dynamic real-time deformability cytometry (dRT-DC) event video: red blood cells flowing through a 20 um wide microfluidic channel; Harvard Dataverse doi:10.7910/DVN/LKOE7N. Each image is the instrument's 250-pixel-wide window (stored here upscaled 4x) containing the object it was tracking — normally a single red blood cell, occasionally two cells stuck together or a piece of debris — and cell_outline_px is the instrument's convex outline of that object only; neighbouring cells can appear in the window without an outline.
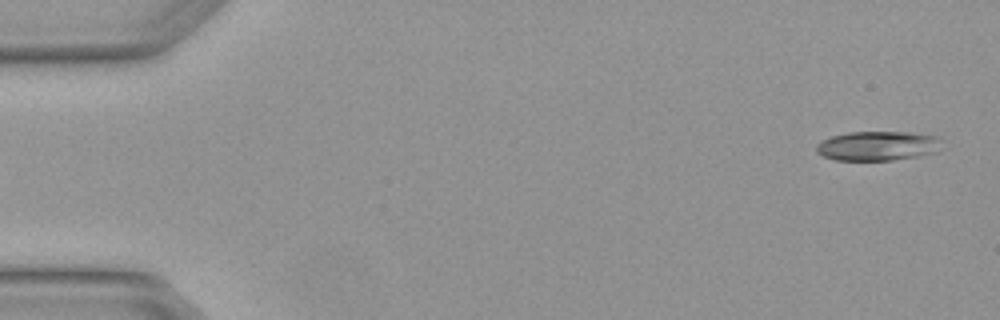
{"species": "Egyptian fruit bat (a non-hibernating species)", "species_latin": "Rousettus aegyptiacus", "temperature_condition": "warm", "stored_images_in_passage": 4, "camera_frame_rate_fps": 3000, "um_per_image_px": 0.085, "animal": {"sex": "female"}, "frame": {"image": 1, "passage_image": 4, "time_ms": 1.0, "image_size_px": [1000, 320], "cell_outline_px": [[944, 148], [936, 152], [916, 156], [892, 160], [836, 160], [824, 156], [816, 152], [816, 144], [832, 136], [848, 132], [912, 132], [940, 136]], "centroid_in_image_um": [74.68, 12.39], "position_along_channel_um": 10.3, "area_um2": 21.73}}